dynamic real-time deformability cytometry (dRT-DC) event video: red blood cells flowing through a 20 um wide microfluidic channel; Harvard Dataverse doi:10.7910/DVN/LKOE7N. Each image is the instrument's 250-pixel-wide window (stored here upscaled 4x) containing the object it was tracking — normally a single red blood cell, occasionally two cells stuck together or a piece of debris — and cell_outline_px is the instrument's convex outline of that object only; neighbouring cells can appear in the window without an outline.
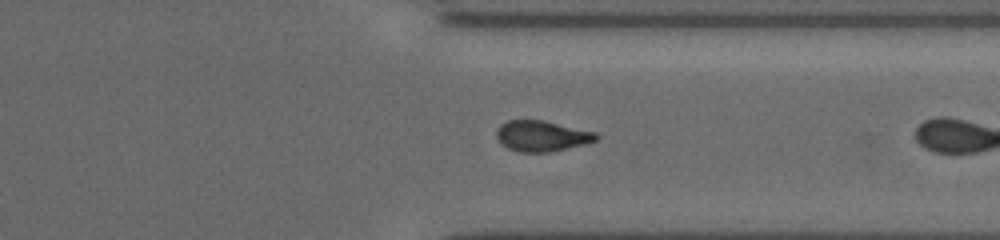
{"species": "common noctule bat (a hibernating species)", "species_latin": "Nyctalus noctula", "temperature_condition": "cold", "stored_images_in_passage": 44, "camera_frame_rate_fps": 3000, "um_per_image_px": 0.085, "animal": {"sex": "female", "body_mass_g": 19.5, "forearm_length_mm": 54.1}, "frame": {"image": 1, "passage_image": 42, "time_ms": 7.667, "image_size_px": [1000, 240], "cell_outline_px": [[600, 136], [596, 140], [584, 144], [548, 152], [520, 152], [508, 148], [496, 136], [496, 132], [500, 124], [508, 120], [544, 120], [596, 132]], "centroid_in_image_um": [46.06, 11.54], "position_along_channel_um": 365.3, "area_um2": 17.69}}